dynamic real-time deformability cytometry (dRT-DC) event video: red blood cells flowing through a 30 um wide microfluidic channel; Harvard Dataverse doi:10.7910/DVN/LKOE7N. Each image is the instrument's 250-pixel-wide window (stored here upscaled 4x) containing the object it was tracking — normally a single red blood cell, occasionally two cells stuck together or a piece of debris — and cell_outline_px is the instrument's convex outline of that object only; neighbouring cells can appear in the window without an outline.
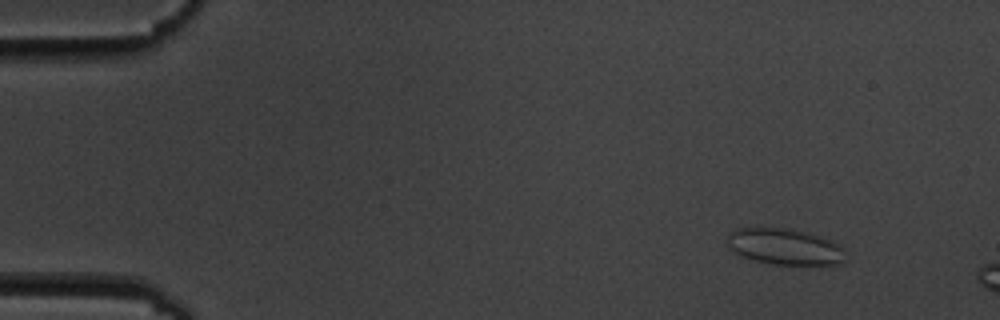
{"species": "common noctule bat (a hibernating species)", "species_latin": "Nyctalus noctula", "temperature_condition": "cold", "stored_images_in_passage": 5, "camera_frame_rate_fps": 3000, "um_per_image_px": 0.085, "animal": {"sex": "male", "body_mass_g": 19.5, "forearm_length_mm": 54.6}, "frame": {"image": 1, "passage_image": 2, "time_ms": 1.333, "image_size_px": [1000, 320], "cell_outline_px": [[844, 252], [840, 264], [776, 264], [756, 260], [740, 256], [728, 244], [728, 236], [736, 228], [792, 228], [832, 240], [844, 248]], "centroid_in_image_um": [66.71, 20.95], "position_along_channel_um": 18.3, "area_um2": 24.45}}